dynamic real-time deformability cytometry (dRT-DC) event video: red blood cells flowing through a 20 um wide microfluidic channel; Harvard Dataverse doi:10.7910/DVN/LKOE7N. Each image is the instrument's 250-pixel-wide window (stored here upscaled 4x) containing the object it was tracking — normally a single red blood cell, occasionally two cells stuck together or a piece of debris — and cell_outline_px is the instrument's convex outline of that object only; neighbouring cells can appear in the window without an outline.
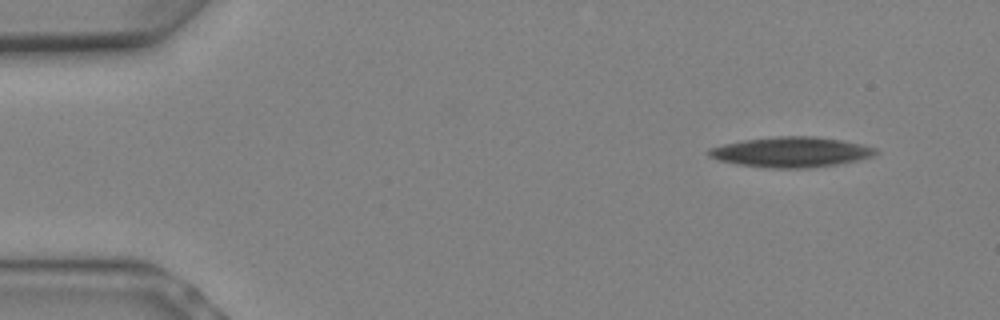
{"species": "Egyptian fruit bat (a non-hibernating species)", "species_latin": "Rousettus aegyptiacus", "temperature_condition": "warm", "stored_images_in_passage": 9, "camera_frame_rate_fps": 3000, "um_per_image_px": 0.085, "animal": {"sex": "female"}, "frame": {"image": 1, "passage_image": 2, "time_ms": 0.333, "image_size_px": [1000, 320], "cell_outline_px": [[876, 152], [872, 156], [856, 160], [836, 164], [812, 168], [768, 168], [736, 164], [716, 160], [708, 156], [708, 148], [724, 144], [744, 140], [776, 136], [816, 136], [844, 140], [876, 148]], "centroid_in_image_um": [67.2, 12.92], "position_along_channel_um": 17.8, "area_um2": 29.42}}
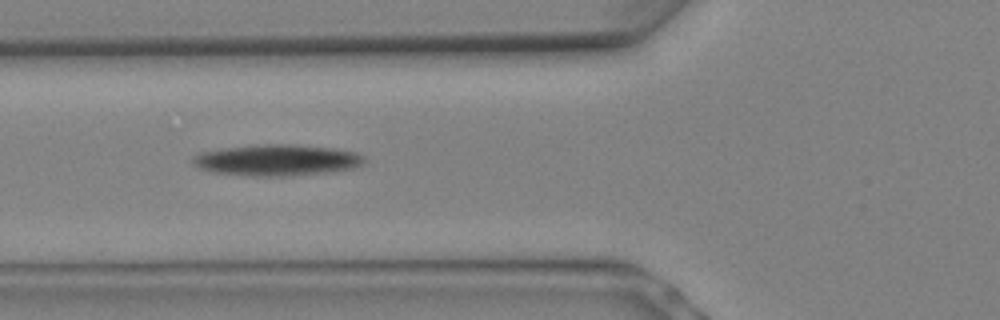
{"frame": {"image": 2, "passage_image": 8, "time_ms": 2.333, "image_size_px": [1000, 320], "cell_outline_px": [[368, 160], [364, 164], [352, 168], [332, 172], [288, 176], [248, 176], [212, 172], [196, 168], [192, 164], [192, 156], [200, 152], [220, 148], [252, 144], [296, 144], [336, 148], [356, 152], [364, 156]], "centroid_in_image_um": [23.52, 13.6], "position_along_channel_um": 102.3, "area_um2": 32.08}}
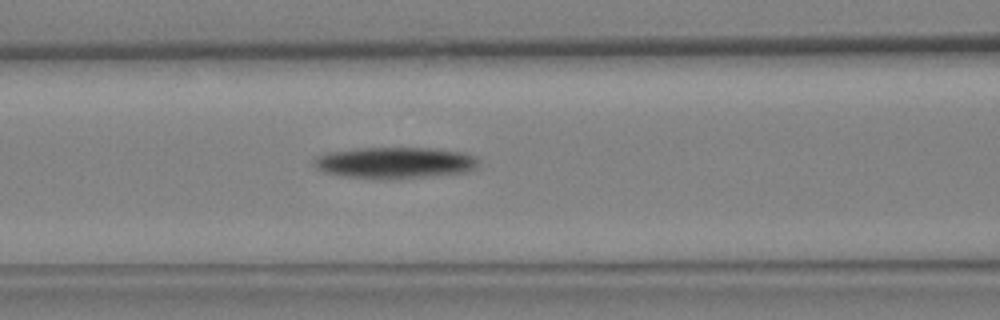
{"frame": {"image": 3, "passage_image": 9, "time_ms": 2.667, "image_size_px": [1000, 320], "cell_outline_px": [[480, 160], [476, 168], [468, 172], [388, 180], [340, 176], [324, 172], [316, 168], [312, 164], [312, 160], [316, 156], [324, 152], [356, 148], [432, 148], [464, 152], [476, 156]], "centroid_in_image_um": [33.53, 13.83], "position_along_channel_um": 133.1, "area_um2": 30.75}}